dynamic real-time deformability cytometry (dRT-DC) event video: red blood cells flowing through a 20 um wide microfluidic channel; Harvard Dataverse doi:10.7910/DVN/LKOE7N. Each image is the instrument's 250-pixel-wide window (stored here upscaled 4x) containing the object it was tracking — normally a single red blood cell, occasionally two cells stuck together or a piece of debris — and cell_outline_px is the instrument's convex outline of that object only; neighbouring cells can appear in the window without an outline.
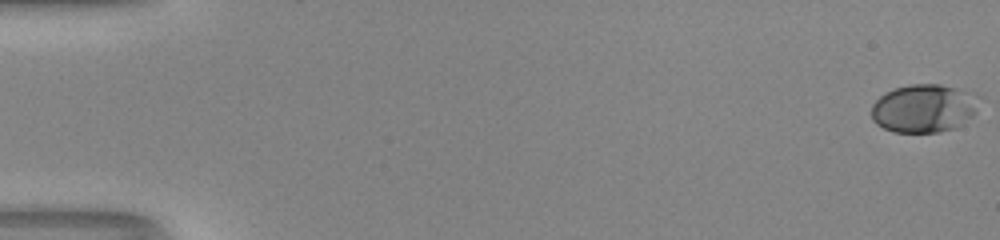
{"species": "human", "species_latin": "Homo sapiens", "temperature_condition": "room temperature", "stored_images_in_passage": 53, "camera_frame_rate_fps": 3000, "um_per_image_px": 0.085, "donor": {"sex": "male"}, "frame": {"image": 1, "passage_image": 1, "time_ms": 0.0, "image_size_px": [1000, 240], "cell_outline_px": [[976, 112], [972, 116], [956, 128], [940, 132], [892, 132], [876, 124], [872, 120], [872, 104], [884, 92], [908, 84], [940, 84], [952, 88], [972, 104]], "centroid_in_image_um": [78.32, 9.26], "position_along_channel_um": 6.7, "area_um2": 28.9}}
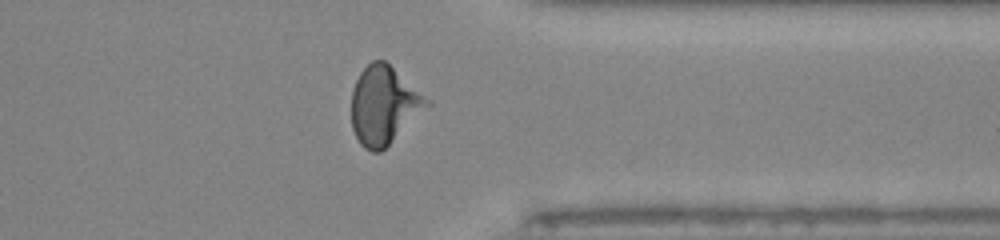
{"frame": {"image": 2, "passage_image": 43, "time_ms": 14.0, "image_size_px": [1000, 240], "cell_outline_px": [[432, 104], [380, 152], [372, 152], [364, 148], [360, 144], [352, 128], [352, 88], [360, 72], [372, 60], [384, 60], [432, 100]], "centroid_in_image_um": [32.65, 8.94], "position_along_channel_um": 378.8, "area_um2": 34.33}}
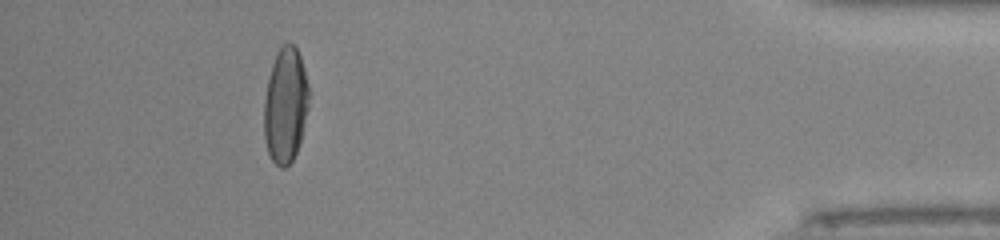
{"frame": {"image": 3, "passage_image": 49, "time_ms": 16.0, "image_size_px": [1000, 240], "cell_outline_px": [[308, 108], [300, 140], [296, 152], [292, 160], [284, 168], [280, 168], [272, 160], [268, 152], [264, 136], [264, 100], [268, 76], [276, 52], [288, 40], [296, 48], [300, 56], [304, 68], [308, 84]], "centroid_in_image_um": [24.25, 8.92], "position_along_channel_um": 411.0, "area_um2": 30.11}, "authors_computed_cell_mechanics": {"area_um2": 30.8074, "velocity_mm_per_s": 4.1306, "shape_relaxation_time_tau1_ms": 5.888, "shape_relaxation_time_tau2_ms": 0.9175, "deformation_change_tau1": 0.2355, "deformation_change_tau2": 0.0523}}